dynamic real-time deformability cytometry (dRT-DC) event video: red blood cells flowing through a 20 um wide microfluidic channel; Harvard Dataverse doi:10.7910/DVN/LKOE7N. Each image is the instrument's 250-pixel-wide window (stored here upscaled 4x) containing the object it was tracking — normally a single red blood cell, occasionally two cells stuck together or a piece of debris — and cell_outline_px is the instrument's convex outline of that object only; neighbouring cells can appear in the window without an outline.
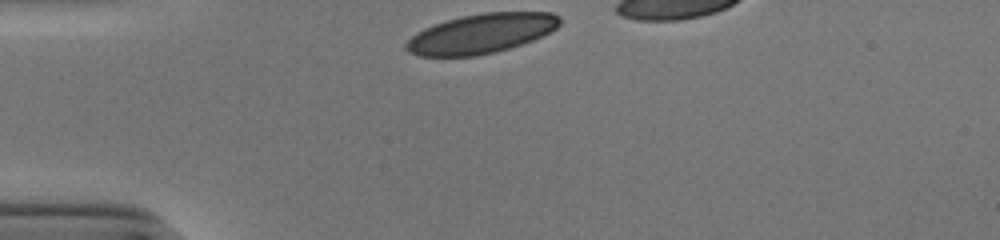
{"species": "human", "species_latin": "Homo sapiens", "temperature_condition": "cold", "stored_images_in_passage": 29, "camera_frame_rate_fps": 3000, "um_per_image_px": 0.085, "donor": {"sex": "male"}, "frame": {"image": 1, "passage_image": 1, "time_ms": 0.0, "image_size_px": [1000, 240], "cell_outline_px": [[560, 24], [556, 28], [532, 40], [496, 52], [476, 56], [420, 56], [408, 52], [404, 48], [404, 44], [412, 36], [424, 28], [448, 20], [464, 16], [484, 12], [552, 12], [560, 16]], "centroid_in_image_um": [40.89, 2.85], "position_along_channel_um": 44.1, "area_um2": 35.14}}
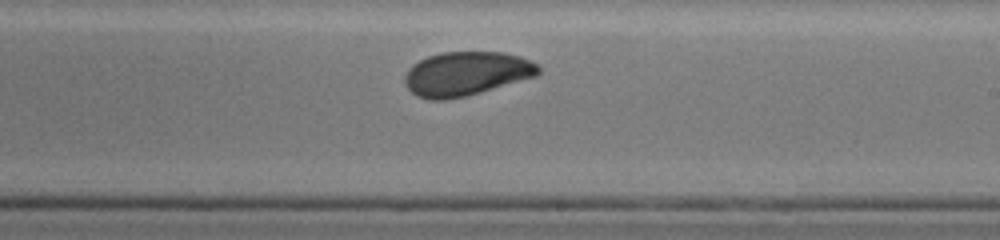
{"frame": {"image": 2, "passage_image": 19, "time_ms": 6.0, "image_size_px": [1000, 240], "cell_outline_px": [[540, 72], [536, 76], [480, 92], [464, 96], [444, 100], [432, 100], [416, 96], [404, 84], [404, 76], [408, 68], [420, 60], [428, 56], [444, 52], [504, 52], [520, 56], [536, 64], [540, 68]], "centroid_in_image_um": [39.6, 6.26], "position_along_channel_um": 249.4, "area_um2": 34.1}}
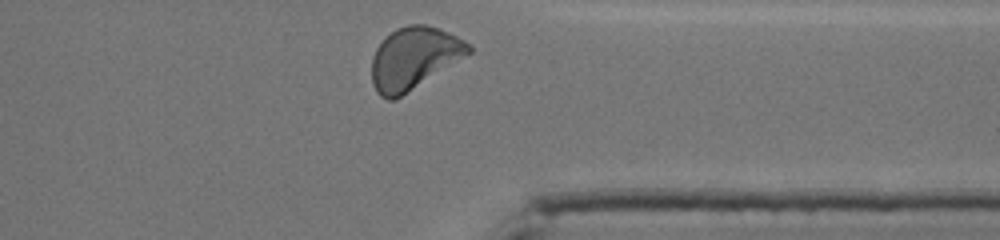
{"frame": {"image": 3, "passage_image": 29, "time_ms": 9.333, "image_size_px": [1000, 240], "cell_outline_px": [[472, 52], [400, 96], [392, 100], [388, 100], [380, 96], [376, 92], [372, 84], [372, 56], [376, 48], [396, 28], [408, 24], [424, 24], [440, 28], [464, 40], [472, 48]], "centroid_in_image_um": [35.16, 4.93], "position_along_channel_um": 376.2, "area_um2": 34.51}, "authors_computed_cell_mechanics": {"area_um2": 34.6222, "velocity_mm_per_s": 3.8758, "shape_relaxation_time_tau1_ms": 3.8973, "shape_relaxation_time_tau2_ms": 1.3617, "deformation_change_tau1": 0.1295, "deformation_change_tau2": 0.0516}}